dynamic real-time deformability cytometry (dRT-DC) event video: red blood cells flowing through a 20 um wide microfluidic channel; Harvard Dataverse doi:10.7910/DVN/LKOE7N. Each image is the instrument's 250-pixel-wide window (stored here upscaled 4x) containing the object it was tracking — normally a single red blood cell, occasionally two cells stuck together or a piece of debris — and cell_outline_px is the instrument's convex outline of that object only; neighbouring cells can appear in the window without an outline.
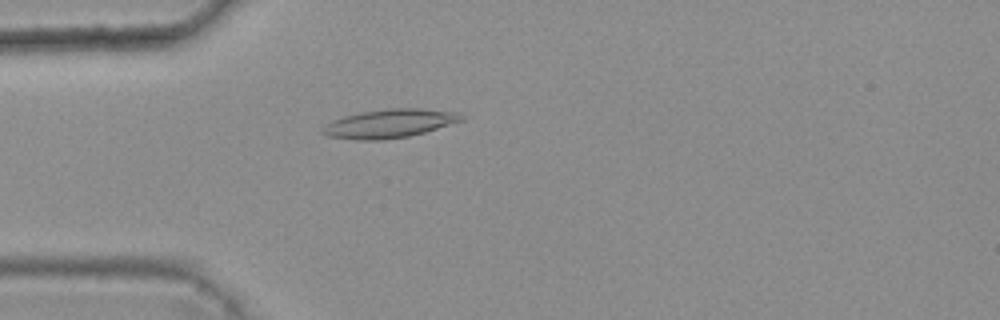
{"species": "common noctule bat (a hibernating species)", "species_latin": "Nyctalus noctula", "temperature_condition": "warm", "stored_images_in_passage": 3, "camera_frame_rate_fps": 3000, "um_per_image_px": 0.085, "animal": {"sex": "female", "body_mass_g": 25.1}, "frame": {"image": 1, "passage_image": 3, "time_ms": 0.667, "image_size_px": [1000, 320], "cell_outline_px": [[464, 120], [424, 132], [408, 136], [384, 140], [356, 140], [328, 136], [320, 132], [324, 124], [332, 120], [344, 116], [360, 112], [388, 108], [420, 108], [460, 112], [464, 116]], "centroid_in_image_um": [33.09, 10.49], "position_along_channel_um": 51.9, "area_um2": 23.35}}